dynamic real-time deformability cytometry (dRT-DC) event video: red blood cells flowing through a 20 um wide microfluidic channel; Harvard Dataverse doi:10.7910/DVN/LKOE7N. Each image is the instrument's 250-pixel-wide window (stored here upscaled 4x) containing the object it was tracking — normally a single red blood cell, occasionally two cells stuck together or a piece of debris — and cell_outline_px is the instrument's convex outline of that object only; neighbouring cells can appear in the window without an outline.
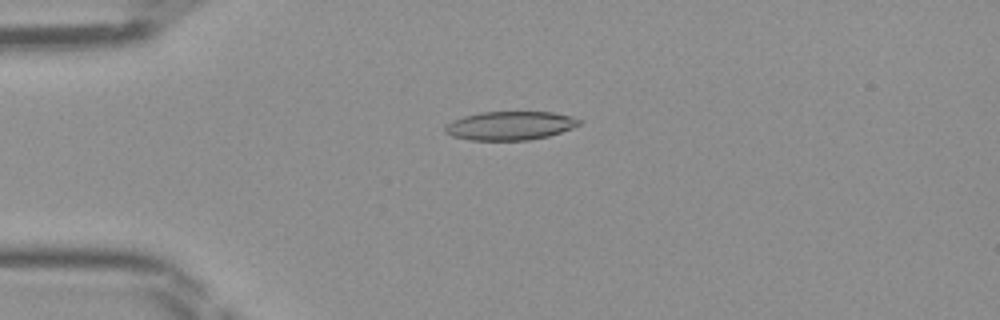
{"species": "Egyptian fruit bat (a non-hibernating species)", "species_latin": "Rousettus aegyptiacus", "temperature_condition": "room temperature", "stored_images_in_passage": 46, "camera_frame_rate_fps": 3000, "um_per_image_px": 0.085, "frame": {"image": 1, "passage_image": 11, "time_ms": 3.333, "image_size_px": [1000, 320], "cell_outline_px": [[580, 124], [572, 128], [548, 136], [528, 140], [468, 140], [452, 136], [444, 132], [444, 128], [452, 120], [464, 116], [480, 112], [552, 112], [572, 116], [580, 120]], "centroid_in_image_um": [43.33, 10.68], "position_along_channel_um": 41.7, "area_um2": 22.37}}
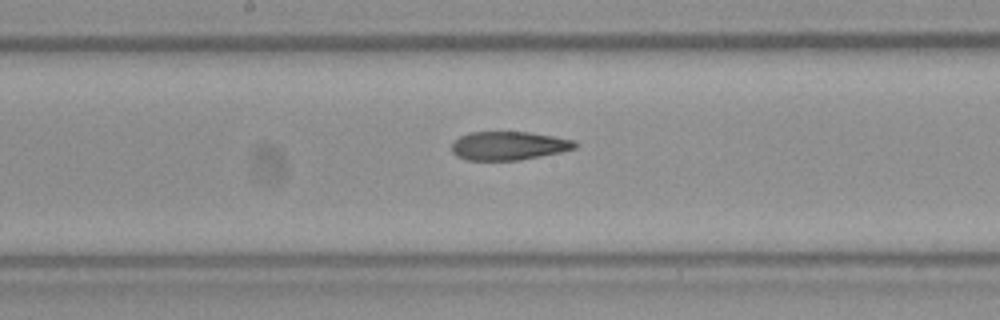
{"frame": {"image": 2, "passage_image": 24, "time_ms": 7.667, "image_size_px": [1000, 320], "cell_outline_px": [[576, 148], [560, 152], [520, 160], [464, 160], [456, 156], [452, 152], [452, 140], [468, 132], [528, 132], [552, 136], [572, 140], [576, 144]], "centroid_in_image_um": [43.16, 12.39], "position_along_channel_um": 205.0, "area_um2": 20.52}}
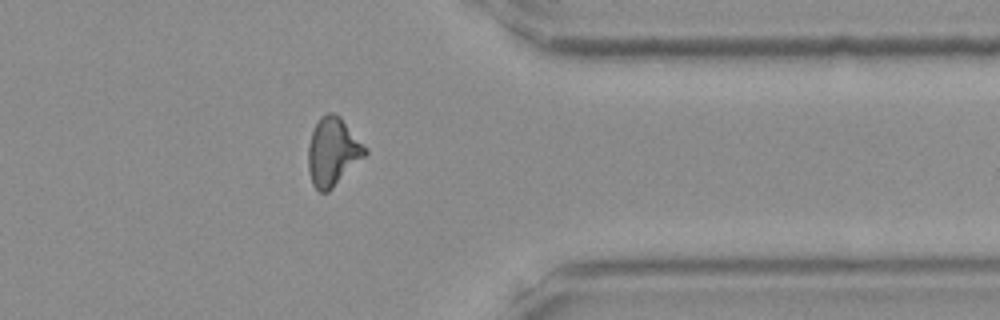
{"frame": {"image": 3, "passage_image": 37, "time_ms": 12.0, "image_size_px": [1000, 320], "cell_outline_px": [[368, 152], [328, 192], [320, 192], [312, 184], [308, 168], [308, 144], [312, 132], [320, 116], [328, 112], [332, 112], [340, 116], [368, 148]], "centroid_in_image_um": [28.28, 12.87], "position_along_channel_um": 383.1, "area_um2": 22.48}}